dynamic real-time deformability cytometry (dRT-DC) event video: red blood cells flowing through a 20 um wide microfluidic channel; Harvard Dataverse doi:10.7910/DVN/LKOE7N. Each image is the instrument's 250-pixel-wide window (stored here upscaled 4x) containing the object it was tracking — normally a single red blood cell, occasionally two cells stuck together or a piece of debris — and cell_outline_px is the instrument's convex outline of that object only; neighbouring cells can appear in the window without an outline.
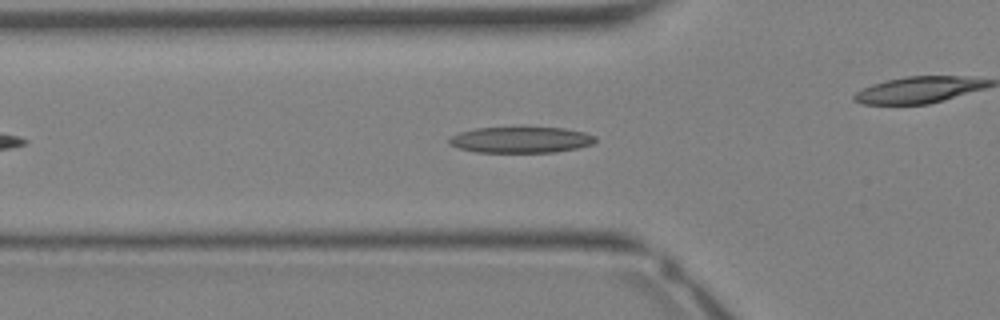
{"species": "Egyptian fruit bat (a non-hibernating species)", "species_latin": "Rousettus aegyptiacus", "temperature_condition": "warm", "stored_images_in_passage": 24, "camera_frame_rate_fps": 3000, "um_per_image_px": 0.085, "animal": {"sex": "female"}, "frame": {"image": 1, "passage_image": 4, "time_ms": 1.0, "image_size_px": [1000, 320], "cell_outline_px": [[596, 140], [592, 144], [576, 148], [556, 152], [476, 152], [460, 148], [448, 144], [448, 140], [452, 136], [460, 132], [476, 128], [564, 128], [584, 132], [596, 136]], "centroid_in_image_um": [44.28, 11.89], "position_along_channel_um": 81.5, "area_um2": 21.96}}
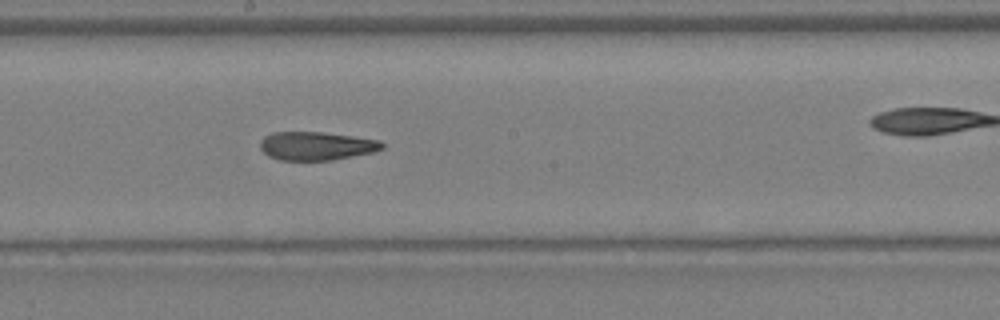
{"frame": {"image": 2, "passage_image": 11, "time_ms": 3.333, "image_size_px": [1000, 320], "cell_outline_px": [[384, 148], [372, 152], [332, 160], [280, 160], [268, 156], [260, 148], [260, 140], [264, 136], [272, 132], [320, 132], [352, 136], [380, 140], [384, 144]], "centroid_in_image_um": [26.86, 12.4], "position_along_channel_um": 221.3, "area_um2": 20.17}}
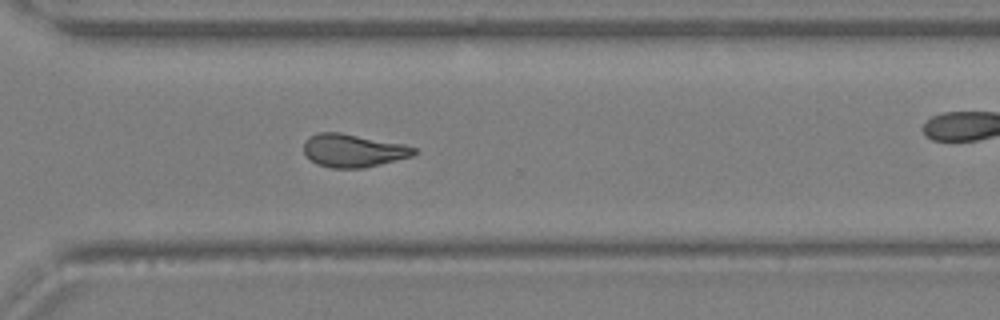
{"frame": {"image": 3, "passage_image": 17, "time_ms": 5.333, "image_size_px": [1000, 320], "cell_outline_px": [[416, 152], [412, 156], [364, 168], [332, 168], [316, 164], [304, 152], [304, 140], [308, 136], [316, 132], [340, 132], [404, 144], [416, 148]], "centroid_in_image_um": [29.99, 12.78], "position_along_channel_um": 340.6, "area_um2": 21.27}}